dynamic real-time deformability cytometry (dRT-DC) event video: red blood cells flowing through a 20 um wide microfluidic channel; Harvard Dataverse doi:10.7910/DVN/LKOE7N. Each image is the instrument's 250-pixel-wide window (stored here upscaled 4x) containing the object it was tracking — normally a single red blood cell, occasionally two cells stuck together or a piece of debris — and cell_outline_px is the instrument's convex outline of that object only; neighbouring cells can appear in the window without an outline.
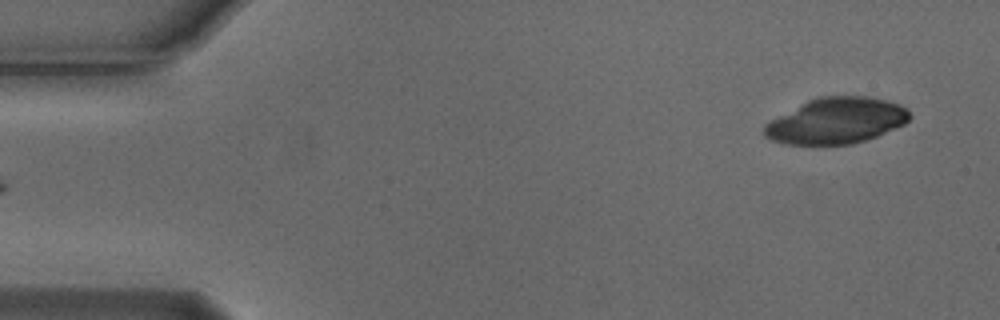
{"species": "Egyptian fruit bat (a non-hibernating species)", "species_latin": "Rousettus aegyptiacus", "temperature_condition": "cold", "stored_images_in_passage": 5, "segment_of_instrument_passage": [2, 2], "camera_frame_rate_fps": 3000, "um_per_image_px": 0.085, "animal": {"sex": "male"}, "frame": {"image": 1, "passage_image": 5, "time_ms": 1.333, "image_size_px": [1000, 320], "cell_outline_px": [[912, 116], [904, 124], [876, 136], [852, 144], [788, 144], [772, 140], [764, 136], [764, 124], [808, 100], [816, 96], [868, 96], [900, 104]], "centroid_in_image_um": [71.08, 10.26], "position_along_channel_um": 13.9, "area_um2": 38.49}}